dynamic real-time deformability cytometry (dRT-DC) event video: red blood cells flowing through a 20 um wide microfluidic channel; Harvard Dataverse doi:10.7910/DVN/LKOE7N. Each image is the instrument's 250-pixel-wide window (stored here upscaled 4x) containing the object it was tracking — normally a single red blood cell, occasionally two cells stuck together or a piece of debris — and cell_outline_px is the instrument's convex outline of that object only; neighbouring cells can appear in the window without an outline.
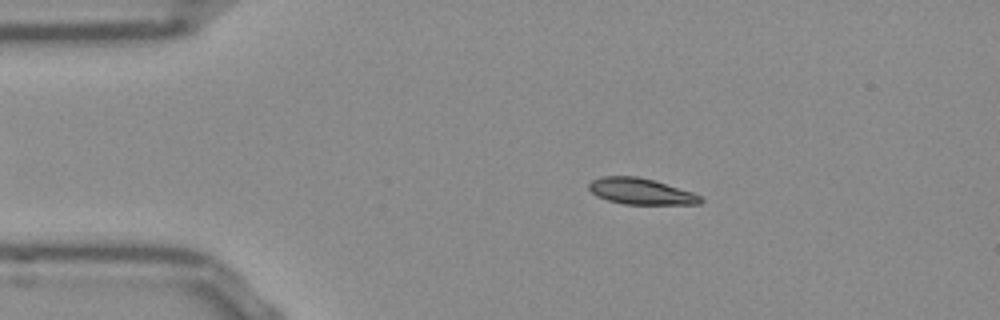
{"species": "Egyptian fruit bat (a non-hibernating species)", "species_latin": "Rousettus aegyptiacus", "temperature_condition": "room temperature", "stored_images_in_passage": 52, "camera_frame_rate_fps": 3000, "um_per_image_px": 0.085, "frame": {"image": 1, "passage_image": 9, "time_ms": 2.667, "image_size_px": [1000, 320], "cell_outline_px": [[704, 200], [700, 204], [624, 204], [608, 200], [596, 196], [588, 188], [588, 184], [592, 180], [604, 176], [636, 176], [652, 180], [692, 192], [700, 196]], "centroid_in_image_um": [54.45, 16.27], "position_along_channel_um": 30.5, "area_um2": 16.82}}
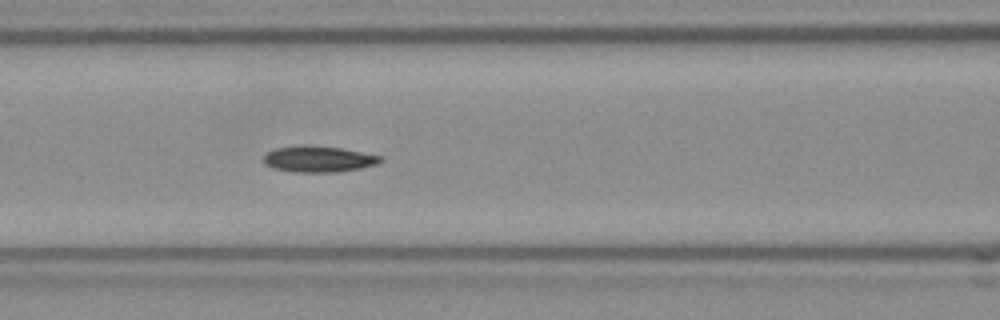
{"frame": {"image": 2, "passage_image": 21, "time_ms": 6.667, "image_size_px": [1000, 320], "cell_outline_px": [[384, 160], [376, 164], [360, 168], [336, 172], [296, 172], [276, 168], [268, 164], [264, 160], [264, 156], [268, 152], [276, 148], [300, 144], [312, 144], [340, 148], [380, 156]], "centroid_in_image_um": [27.08, 13.5], "position_along_channel_um": 139.5, "area_um2": 17.63}}
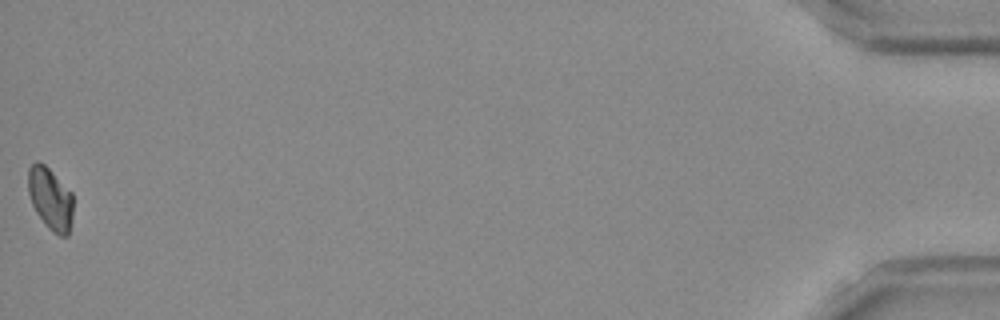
{"frame": {"image": 3, "passage_image": 52, "time_ms": 17.0, "image_size_px": [1000, 320], "cell_outline_px": [[72, 220], [68, 236], [60, 236], [48, 228], [36, 212], [32, 204], [28, 192], [28, 168], [36, 160], [44, 164], [72, 192]], "centroid_in_image_um": [4.28, 16.89], "position_along_channel_um": 430.9, "area_um2": 16.3}, "authors_computed_cell_mechanics": {"area_um2": 16.762, "velocity_mm_per_s": 3.8261, "shape_relaxation_time_tau1_ms": 5.9272, "shape_relaxation_time_tau2_ms": null, "deformation_change_tau1": 0.1371, "deformation_change_tau2": null}}